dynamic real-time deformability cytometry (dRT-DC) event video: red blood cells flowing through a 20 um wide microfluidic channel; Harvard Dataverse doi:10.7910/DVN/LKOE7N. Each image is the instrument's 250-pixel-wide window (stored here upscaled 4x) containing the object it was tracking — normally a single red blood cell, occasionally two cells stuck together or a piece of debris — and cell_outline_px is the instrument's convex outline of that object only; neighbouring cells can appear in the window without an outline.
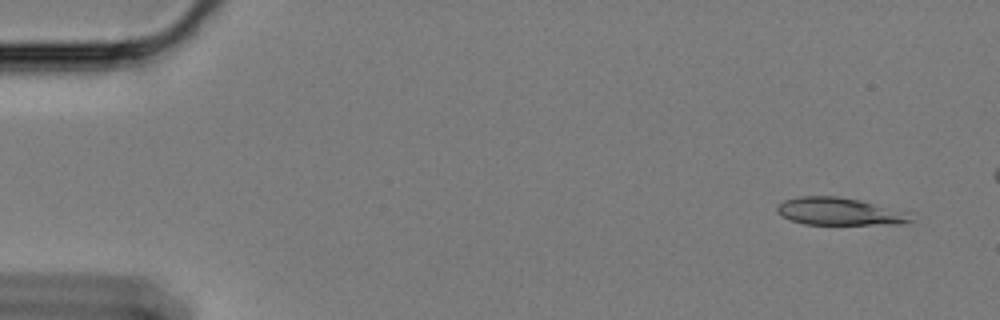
{"species": "Egyptian fruit bat (a non-hibernating species)", "species_latin": "Rousettus aegyptiacus", "temperature_condition": "cold", "stored_images_in_passage": 6, "camera_frame_rate_fps": 3000, "um_per_image_px": 0.085, "animal": {"sex": "female"}, "frame": {"image": 1, "passage_image": 4, "time_ms": 1.0, "image_size_px": [1000, 320], "cell_outline_px": [[912, 220], [900, 224], [804, 224], [792, 220], [776, 212], [776, 208], [784, 200], [796, 196], [836, 196], [860, 200], [912, 212]], "centroid_in_image_um": [71.4, 17.97], "position_along_channel_um": 13.6, "area_um2": 21.5}}